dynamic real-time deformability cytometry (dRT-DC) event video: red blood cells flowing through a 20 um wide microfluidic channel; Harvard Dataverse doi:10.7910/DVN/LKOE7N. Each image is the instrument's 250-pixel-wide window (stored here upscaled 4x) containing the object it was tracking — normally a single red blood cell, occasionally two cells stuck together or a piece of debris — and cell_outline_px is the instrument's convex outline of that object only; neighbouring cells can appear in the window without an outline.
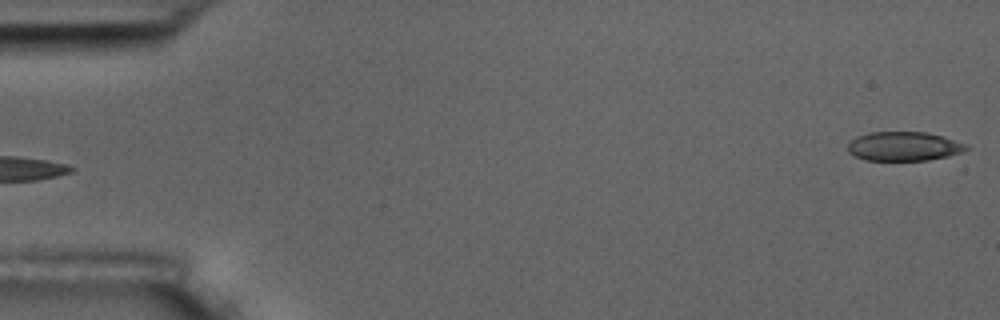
{"species": "common noctule bat (a hibernating species)", "species_latin": "Nyctalus noctula", "temperature_condition": "room temperature", "stored_images_in_passage": 5, "segment_of_instrument_passage": [2, 2], "camera_frame_rate_fps": 3000, "um_per_image_px": 0.085, "animal": {"sex": "male", "body_mass_g": 17.5, "forearm_length_mm": 52.3}, "frame": {"image": 1, "passage_image": 5, "time_ms": 5.667, "image_size_px": [1000, 320], "cell_outline_px": [[968, 148], [964, 152], [948, 156], [928, 160], [864, 160], [848, 152], [848, 144], [856, 136], [868, 132], [924, 132], [944, 136], [964, 144]], "centroid_in_image_um": [76.81, 12.43], "position_along_channel_um": 8.2, "area_um2": 20.06}}